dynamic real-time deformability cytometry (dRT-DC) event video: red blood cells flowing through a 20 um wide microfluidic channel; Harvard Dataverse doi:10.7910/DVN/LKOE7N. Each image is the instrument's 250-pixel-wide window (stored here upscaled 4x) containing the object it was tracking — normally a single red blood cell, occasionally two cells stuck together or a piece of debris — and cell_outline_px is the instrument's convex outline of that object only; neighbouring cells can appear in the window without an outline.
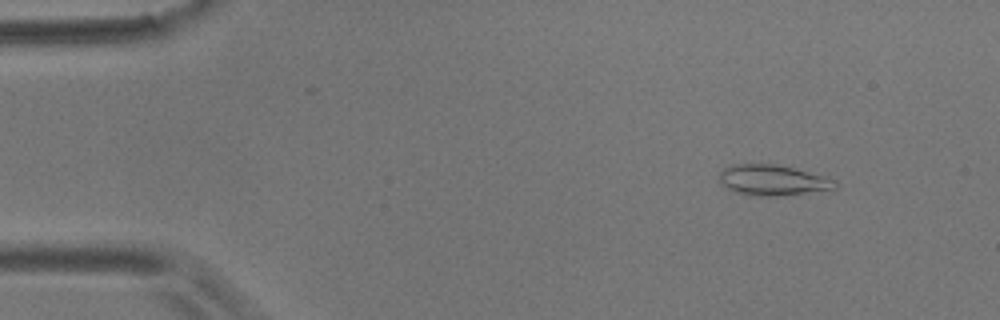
{"species": "common noctule bat (a hibernating species)", "species_latin": "Nyctalus noctula", "temperature_condition": "room temperature", "stored_images_in_passage": 53, "camera_frame_rate_fps": 3000, "um_per_image_px": 0.085, "animal": {"sex": "male", "body_mass_g": 17.9}, "frame": {"image": 1, "passage_image": 3, "time_ms": 0.667, "image_size_px": [1000, 320], "cell_outline_px": [[836, 188], [776, 196], [752, 196], [736, 192], [720, 184], [720, 172], [724, 168], [732, 164], [776, 164], [792, 168], [836, 180]], "centroid_in_image_um": [65.61, 15.31], "position_along_channel_um": 19.4, "area_um2": 20.23}}
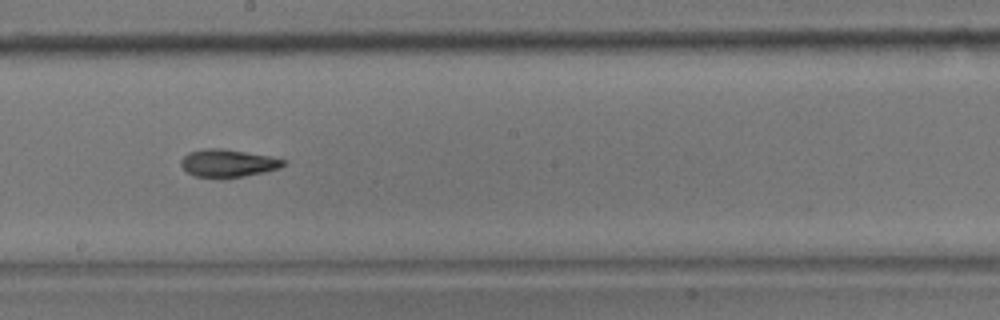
{"frame": {"image": 2, "passage_image": 28, "time_ms": 9.0, "image_size_px": [1000, 320], "cell_outline_px": [[284, 164], [280, 168], [264, 172], [224, 180], [196, 176], [188, 172], [180, 164], [180, 160], [188, 152], [204, 148], [220, 148], [268, 156], [284, 160]], "centroid_in_image_um": [19.32, 13.89], "position_along_channel_um": 228.9, "area_um2": 16.65}}
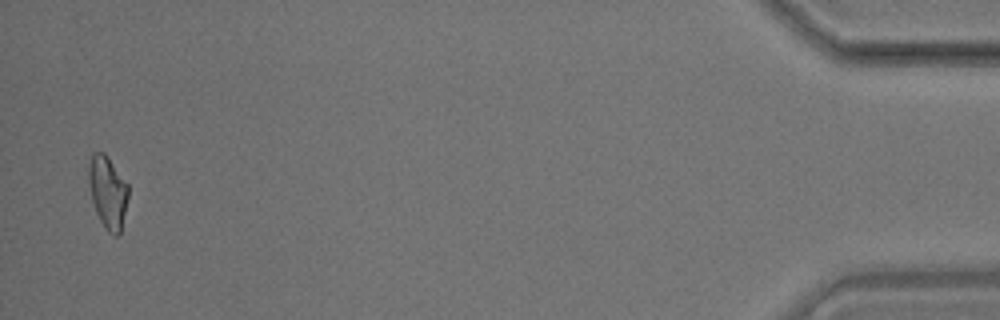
{"frame": {"image": 3, "passage_image": 52, "time_ms": 17.0, "image_size_px": [1000, 320], "cell_outline_px": [[128, 196], [120, 232], [116, 236], [108, 232], [104, 228], [96, 212], [92, 200], [88, 184], [88, 164], [92, 152], [104, 152], [128, 184]], "centroid_in_image_um": [9.13, 16.31], "position_along_channel_um": 426.1, "area_um2": 16.65}, "authors_computed_cell_mechanics": {"area_um2": 16.7042, "velocity_mm_per_s": 3.5491, "shape_relaxation_time_tau1_ms": 7.1896, "shape_relaxation_time_tau2_ms": 4.2552, "deformation_change_tau1": 0.1882, "deformation_change_tau2": 0.1153}}